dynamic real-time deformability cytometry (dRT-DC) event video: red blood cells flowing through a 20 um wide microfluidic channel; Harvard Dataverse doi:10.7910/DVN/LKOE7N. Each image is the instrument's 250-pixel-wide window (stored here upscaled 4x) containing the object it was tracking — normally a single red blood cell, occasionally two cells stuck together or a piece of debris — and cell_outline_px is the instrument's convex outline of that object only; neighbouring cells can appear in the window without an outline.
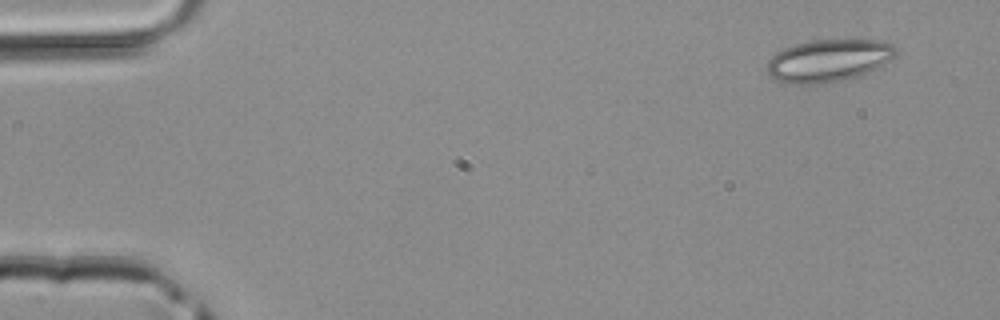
{"species": "common noctule bat (a hibernating species)", "species_latin": "Nyctalus noctula", "temperature_condition": "room temperature", "stored_images_in_passage": 4, "camera_frame_rate_fps": 3000, "um_per_image_px": 0.085, "animal": {"sex": "male", "body_mass_g": 20.4}, "frame": {"image": 1, "passage_image": 1, "time_ms": 0.0, "image_size_px": [1000, 320], "cell_outline_px": [[896, 56], [856, 76], [840, 80], [816, 84], [788, 84], [776, 80], [768, 72], [768, 60], [776, 52], [784, 48], [796, 44], [816, 40], [876, 40], [892, 44], [896, 48]], "centroid_in_image_um": [70.37, 5.14], "position_along_channel_um": 14.6, "area_um2": 31.1}}